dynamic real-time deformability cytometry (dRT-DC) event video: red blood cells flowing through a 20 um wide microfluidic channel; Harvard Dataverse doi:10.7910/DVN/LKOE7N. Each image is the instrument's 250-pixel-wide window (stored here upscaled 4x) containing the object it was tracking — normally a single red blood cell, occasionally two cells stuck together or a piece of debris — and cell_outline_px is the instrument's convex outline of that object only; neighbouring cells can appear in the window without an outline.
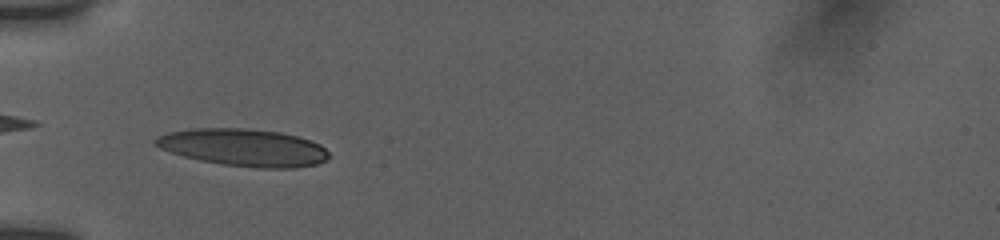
{"species": "human", "species_latin": "Homo sapiens", "temperature_condition": "room temperature", "stored_images_in_passage": 8, "camera_frame_rate_fps": 3000, "um_per_image_px": 0.085, "donor": {"sex": "female"}, "frame": {"image": 1, "passage_image": 7, "time_ms": 4.333, "image_size_px": [1000, 240], "cell_outline_px": [[332, 156], [316, 164], [296, 168], [256, 168], [220, 164], [200, 160], [184, 156], [160, 148], [152, 144], [152, 140], [156, 136], [168, 132], [192, 128], [248, 128], [280, 132], [312, 140], [320, 144]], "centroid_in_image_um": [20.69, 12.53], "position_along_channel_um": 64.3, "area_um2": 38.03}}
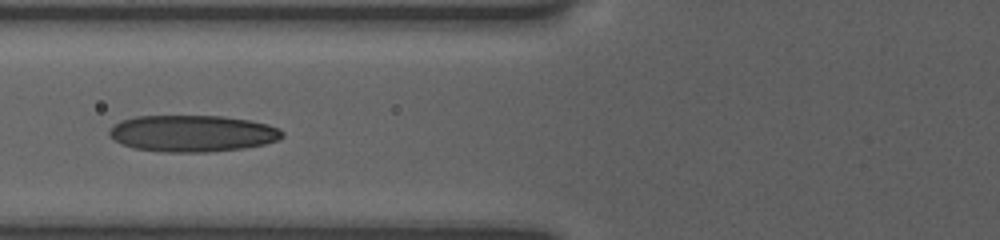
{"frame": {"image": 2, "passage_image": 8, "time_ms": 5.667, "image_size_px": [1000, 240], "cell_outline_px": [[284, 136], [276, 140], [264, 144], [244, 148], [208, 152], [164, 152], [136, 148], [120, 144], [108, 136], [108, 132], [112, 124], [120, 120], [136, 116], [224, 116], [248, 120], [268, 124], [280, 128], [284, 132]], "centroid_in_image_um": [16.32, 11.34], "position_along_channel_um": 109.5, "area_um2": 37.17}}